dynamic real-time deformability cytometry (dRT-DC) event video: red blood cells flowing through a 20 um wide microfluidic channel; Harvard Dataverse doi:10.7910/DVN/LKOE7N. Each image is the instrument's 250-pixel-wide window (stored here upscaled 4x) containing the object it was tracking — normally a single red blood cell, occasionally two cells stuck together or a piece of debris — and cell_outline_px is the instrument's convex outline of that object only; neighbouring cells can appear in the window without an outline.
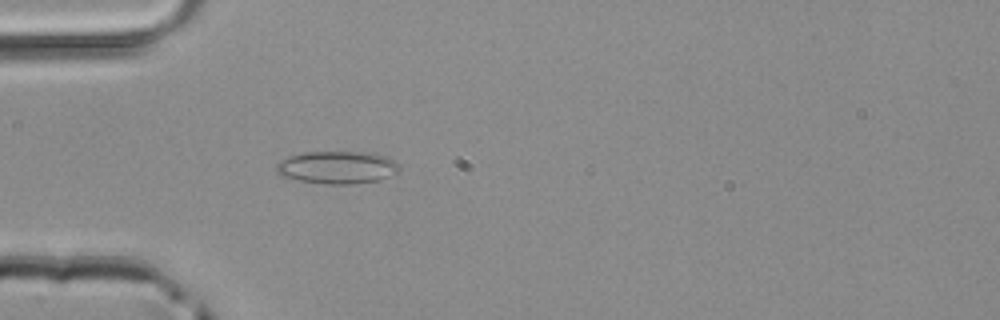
{"species": "common noctule bat (a hibernating species)", "species_latin": "Nyctalus noctula", "temperature_condition": "room temperature", "stored_images_in_passage": 47, "camera_frame_rate_fps": 3000, "um_per_image_px": 0.085, "animal": {"sex": "male", "body_mass_g": 20.4}, "frame": {"image": 1, "passage_image": 14, "time_ms": 4.333, "image_size_px": [1000, 320], "cell_outline_px": [[400, 172], [380, 180], [356, 184], [328, 184], [300, 180], [284, 176], [276, 172], [276, 164], [280, 160], [288, 156], [304, 152], [368, 152], [384, 156], [396, 160], [400, 164]], "centroid_in_image_um": [28.72, 14.22], "position_along_channel_um": 56.3, "area_um2": 23.58}}
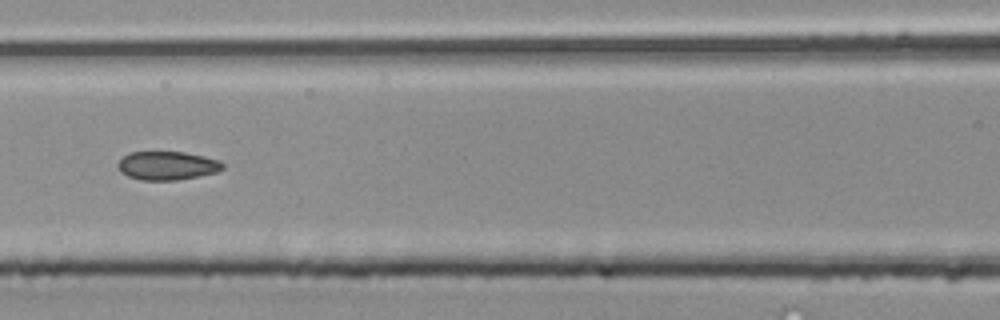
{"frame": {"image": 2, "passage_image": 21, "time_ms": 6.667, "image_size_px": [1000, 320], "cell_outline_px": [[224, 168], [216, 172], [176, 180], [140, 180], [128, 176], [120, 172], [116, 164], [128, 152], [184, 152], [204, 156], [220, 160], [224, 164]], "centroid_in_image_um": [14.19, 14.07], "position_along_channel_um": 152.4, "area_um2": 17.46}}
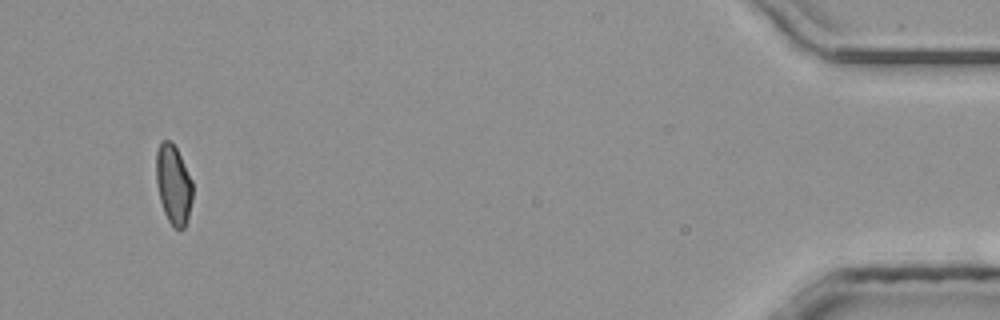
{"frame": {"image": 3, "passage_image": 45, "time_ms": 14.667, "image_size_px": [1000, 320], "cell_outline_px": [[192, 200], [188, 216], [184, 228], [180, 232], [168, 220], [164, 212], [160, 200], [156, 184], [156, 152], [160, 140], [172, 140], [192, 180]], "centroid_in_image_um": [14.73, 15.66], "position_along_channel_um": 420.5, "area_um2": 16.94}}